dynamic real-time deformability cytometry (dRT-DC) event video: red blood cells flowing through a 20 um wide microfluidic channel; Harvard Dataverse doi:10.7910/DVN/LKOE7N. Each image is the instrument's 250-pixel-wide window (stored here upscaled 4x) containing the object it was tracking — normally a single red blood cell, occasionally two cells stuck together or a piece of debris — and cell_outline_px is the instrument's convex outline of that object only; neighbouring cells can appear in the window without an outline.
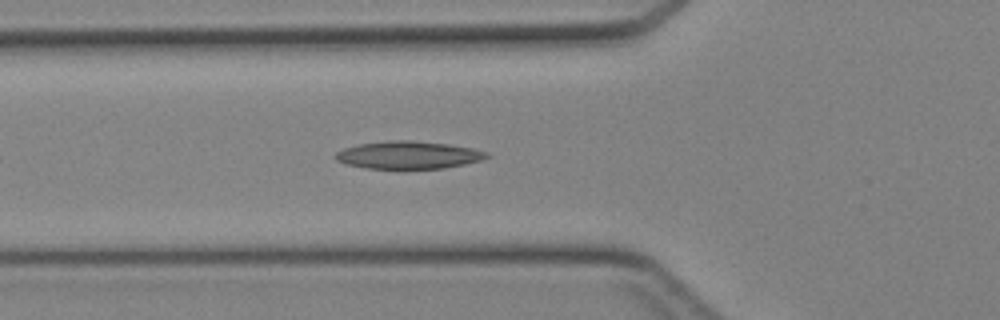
{"species": "Egyptian fruit bat (a non-hibernating species)", "species_latin": "Rousettus aegyptiacus", "temperature_condition": "cold", "stored_images_in_passage": 29, "camera_frame_rate_fps": 3000, "um_per_image_px": 0.085, "animal": {"sex": "female"}, "frame": {"image": 1, "passage_image": 6, "time_ms": 1.667, "image_size_px": [1000, 320], "cell_outline_px": [[492, 156], [480, 160], [464, 164], [444, 168], [364, 168], [344, 164], [336, 160], [332, 156], [336, 152], [344, 148], [360, 144], [392, 140], [408, 140], [448, 144], [472, 148], [488, 152]], "centroid_in_image_um": [34.69, 13.17], "position_along_channel_um": 91.1, "area_um2": 24.28}}
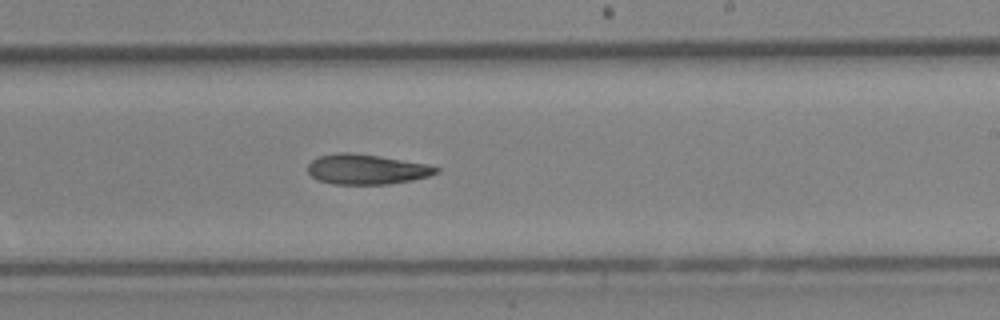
{"frame": {"image": 2, "passage_image": 17, "time_ms": 5.333, "image_size_px": [1000, 320], "cell_outline_px": [[440, 172], [428, 176], [412, 180], [388, 184], [336, 184], [316, 180], [308, 172], [308, 164], [312, 160], [320, 156], [336, 152], [348, 152], [376, 156], [428, 164], [440, 168]], "centroid_in_image_um": [31.15, 14.39], "position_along_channel_um": 257.9, "area_um2": 22.37}}
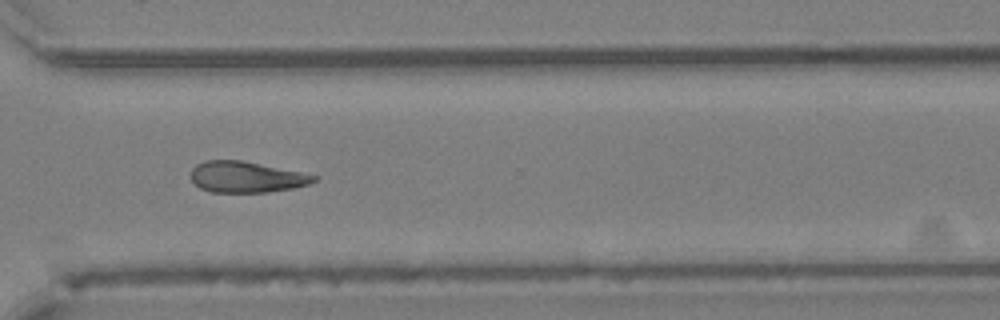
{"frame": {"image": 3, "passage_image": 23, "time_ms": 7.333, "image_size_px": [1000, 320], "cell_outline_px": [[320, 176], [316, 180], [308, 184], [292, 188], [268, 192], [212, 192], [200, 188], [188, 176], [192, 168], [196, 164], [204, 160], [240, 160]], "centroid_in_image_um": [20.89, 15.04], "position_along_channel_um": 349.7, "area_um2": 22.2}}